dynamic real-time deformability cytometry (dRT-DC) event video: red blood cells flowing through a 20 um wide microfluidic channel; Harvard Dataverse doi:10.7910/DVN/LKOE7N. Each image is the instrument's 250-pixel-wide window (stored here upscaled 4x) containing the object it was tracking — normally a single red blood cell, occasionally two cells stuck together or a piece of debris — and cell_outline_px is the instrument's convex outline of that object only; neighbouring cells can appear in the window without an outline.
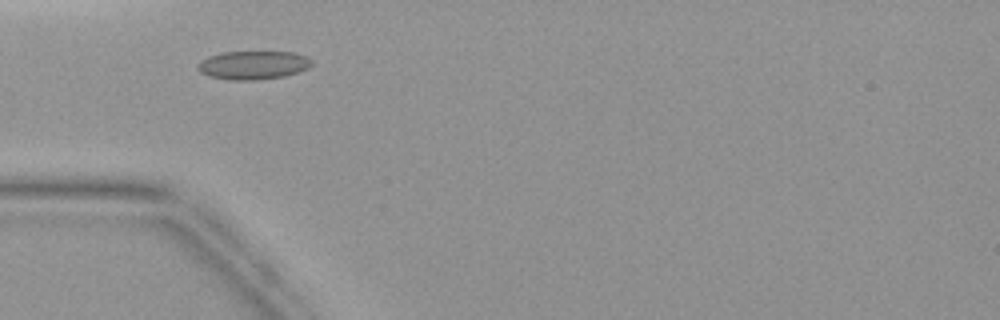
{"species": "common noctule bat (a hibernating species)", "species_latin": "Nyctalus noctula", "temperature_condition": "warm", "stored_images_in_passage": 18, "camera_frame_rate_fps": 3000, "um_per_image_px": 0.085, "animal": {"sex": "female", "body_mass_g": 19.9}, "frame": {"image": 1, "passage_image": 13, "time_ms": 4.0, "image_size_px": [1000, 320], "cell_outline_px": [[312, 64], [308, 68], [284, 76], [256, 80], [232, 80], [208, 76], [200, 72], [196, 68], [196, 64], [200, 60], [208, 56], [224, 52], [292, 52], [304, 56], [312, 60]], "centroid_in_image_um": [21.46, 5.53], "position_along_channel_um": 63.5, "area_um2": 18.9}}
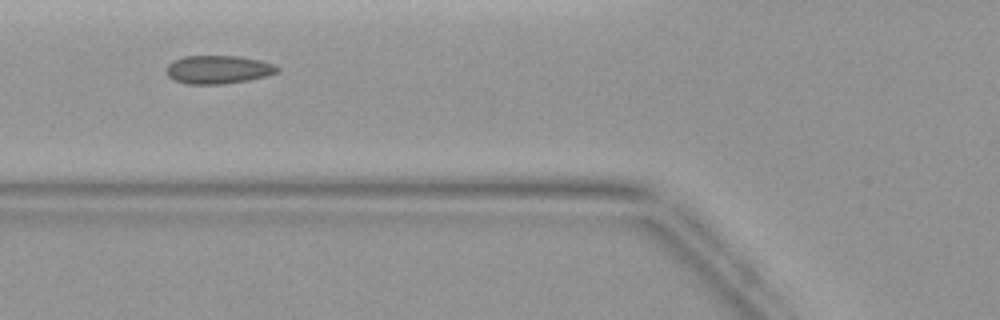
{"frame": {"image": 2, "passage_image": 16, "time_ms": 5.0, "image_size_px": [1000, 320], "cell_outline_px": [[280, 72], [248, 80], [224, 84], [184, 84], [172, 80], [168, 76], [168, 64], [172, 60], [184, 56], [240, 56], [260, 60], [272, 64], [280, 68]], "centroid_in_image_um": [18.53, 5.91], "position_along_channel_um": 107.3, "area_um2": 18.38}}